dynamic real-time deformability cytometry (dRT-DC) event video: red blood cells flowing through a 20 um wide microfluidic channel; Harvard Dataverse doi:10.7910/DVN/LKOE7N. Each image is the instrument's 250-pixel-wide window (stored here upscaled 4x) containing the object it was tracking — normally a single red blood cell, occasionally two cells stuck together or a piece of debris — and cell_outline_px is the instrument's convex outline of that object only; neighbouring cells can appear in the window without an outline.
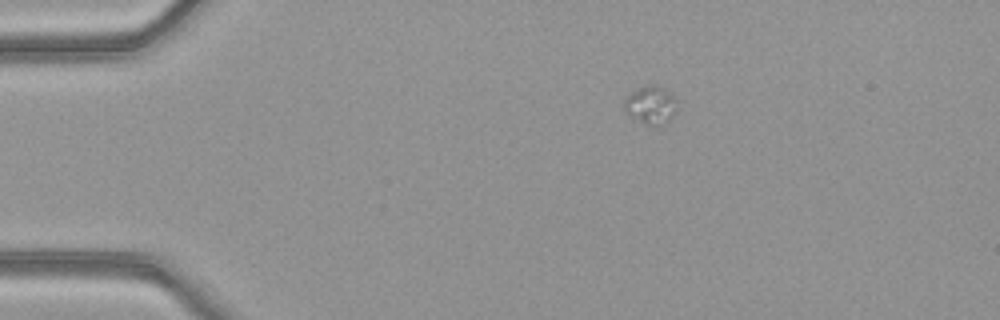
{"species": "common noctule bat (a hibernating species)", "species_latin": "Nyctalus noctula", "temperature_condition": "warm", "stored_images_in_passage": 43, "camera_frame_rate_fps": 3000, "um_per_image_px": 0.085, "animal": {"sex": "female", "body_mass_g": 21.9}, "frame": {"image": 1, "passage_image": 1, "time_ms": 0.0, "image_size_px": [1000, 320], "cell_outline_px": [[676, 108], [672, 116], [668, 120], [660, 124], [648, 124], [640, 120], [628, 112], [624, 108], [624, 100], [632, 92], [648, 84], [656, 84], [668, 92], [672, 96]], "centroid_in_image_um": [55.3, 8.88], "position_along_channel_um": 29.7, "area_um2": 10.87}}
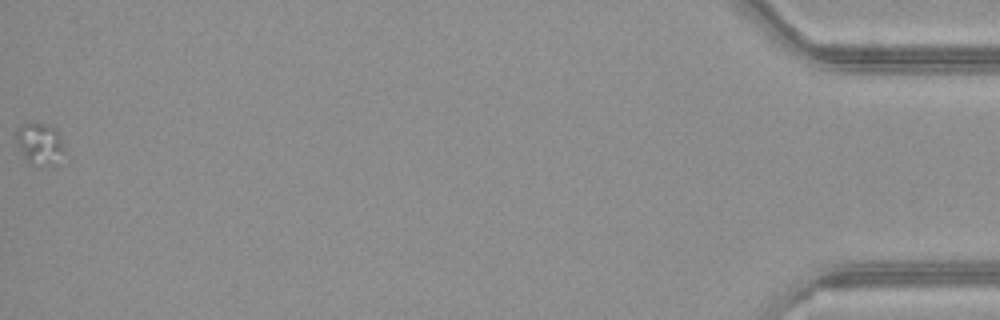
{"frame": {"image": 2, "passage_image": 43, "time_ms": 14.0, "image_size_px": [1000, 320], "cell_outline_px": [[64, 152], [56, 164], [32, 164], [24, 156], [16, 140], [16, 128], [20, 124], [44, 124], [56, 128], [64, 148]], "centroid_in_image_um": [3.38, 12.19], "position_along_channel_um": 431.8, "area_um2": 11.33}}